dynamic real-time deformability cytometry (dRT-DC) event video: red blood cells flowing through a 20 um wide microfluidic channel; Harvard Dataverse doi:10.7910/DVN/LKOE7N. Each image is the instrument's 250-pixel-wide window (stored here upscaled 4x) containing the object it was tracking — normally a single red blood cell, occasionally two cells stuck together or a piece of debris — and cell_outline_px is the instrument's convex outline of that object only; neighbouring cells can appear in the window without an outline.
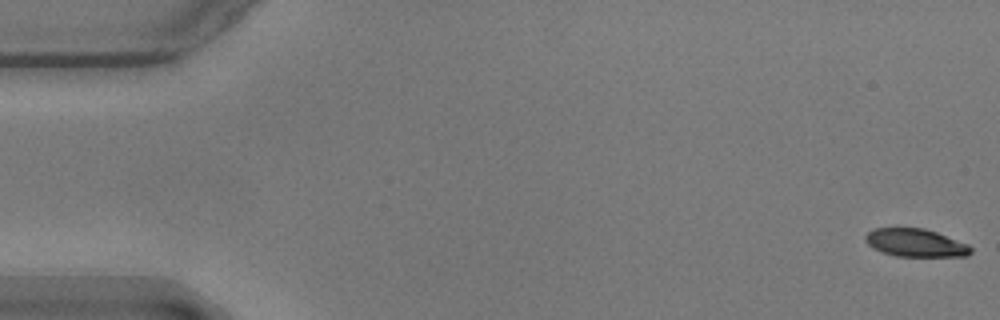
{"species": "common noctule bat (a hibernating species)", "species_latin": "Nyctalus noctula", "temperature_condition": "warm", "stored_images_in_passage": 58, "camera_frame_rate_fps": 3000, "um_per_image_px": 0.085, "animal": {"sex": "male", "body_mass_g": 17.9}, "frame": {"image": 1, "passage_image": 1, "time_ms": 0.0, "image_size_px": [1000, 320], "cell_outline_px": [[972, 252], [968, 256], [896, 256], [872, 248], [864, 240], [864, 236], [868, 232], [876, 228], [924, 228], [936, 232], [968, 244], [972, 248]], "centroid_in_image_um": [77.82, 20.64], "position_along_channel_um": 7.2, "area_um2": 17.11}}
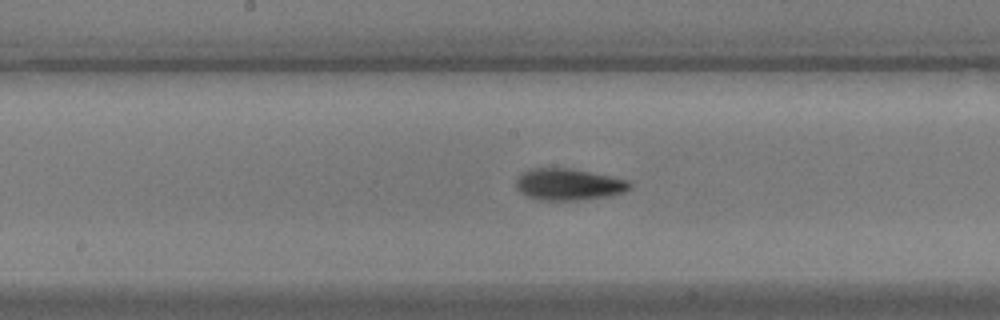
{"frame": {"image": 2, "passage_image": 29, "time_ms": 9.333, "image_size_px": [1000, 320], "cell_outline_px": [[632, 188], [624, 192], [608, 196], [584, 200], [540, 200], [528, 196], [520, 192], [516, 188], [516, 180], [524, 172], [532, 168], [572, 168], [628, 180], [632, 184]], "centroid_in_image_um": [48.36, 15.68], "position_along_channel_um": 199.8, "area_um2": 20.98}}
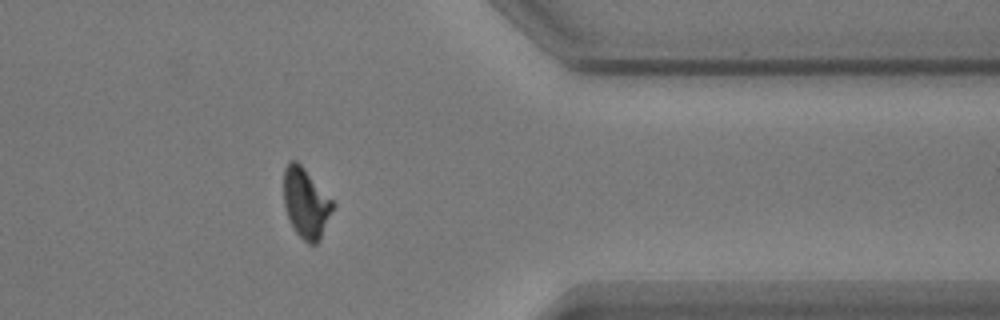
{"frame": {"image": 3, "passage_image": 46, "time_ms": 15.0, "image_size_px": [1000, 320], "cell_outline_px": [[336, 204], [320, 240], [316, 244], [308, 244], [296, 232], [288, 216], [284, 204], [284, 168], [292, 160], [296, 160], [304, 168]], "centroid_in_image_um": [26.02, 17.28], "position_along_channel_um": 385.4, "area_um2": 19.83}, "authors_computed_cell_mechanics": {"area_um2": 19.7387, "velocity_mm_per_s": 3.5494, "shape_relaxation_time_tau1_ms": 4.0053, "shape_relaxation_time_tau2_ms": 2.6529, "deformation_change_tau1": 0.1393, "deformation_change_tau2": 0.0839}}